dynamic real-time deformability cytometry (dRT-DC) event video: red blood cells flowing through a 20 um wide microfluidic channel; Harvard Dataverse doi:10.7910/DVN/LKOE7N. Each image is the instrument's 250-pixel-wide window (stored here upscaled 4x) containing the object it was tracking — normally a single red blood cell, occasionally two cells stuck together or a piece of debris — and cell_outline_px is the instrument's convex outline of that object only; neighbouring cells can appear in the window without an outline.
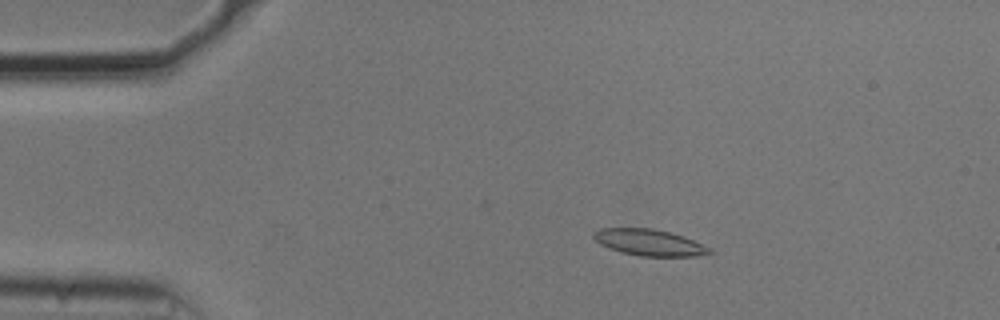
{"species": "common noctule bat (a hibernating species)", "species_latin": "Nyctalus noctula", "temperature_condition": "cold", "stored_images_in_passage": 44, "camera_frame_rate_fps": 3000, "um_per_image_px": 0.085, "animal": {"sex": "male", "body_mass_g": 20.5, "forearm_length_mm": 52.5}, "frame": {"image": 1, "passage_image": 10, "time_ms": 3.0, "image_size_px": [1000, 320], "cell_outline_px": [[716, 252], [696, 256], [640, 256], [620, 252], [608, 248], [600, 244], [592, 236], [592, 232], [600, 228], [652, 228], [684, 236]], "centroid_in_image_um": [55.14, 20.61], "position_along_channel_um": 29.9, "area_um2": 17.74}}
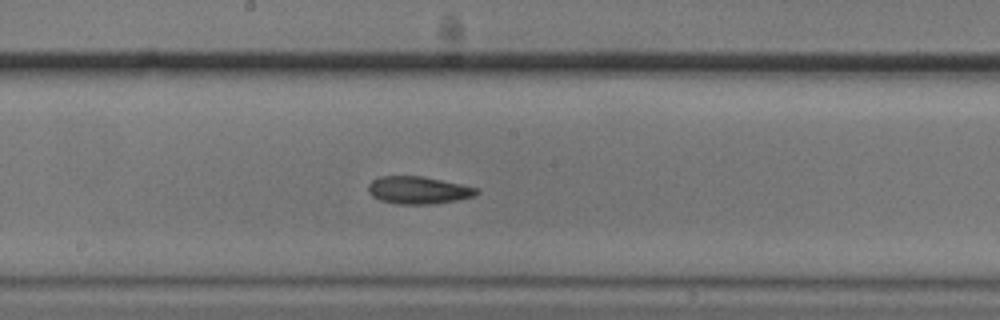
{"frame": {"image": 2, "passage_image": 29, "time_ms": 9.333, "image_size_px": [1000, 320], "cell_outline_px": [[480, 192], [472, 196], [456, 200], [432, 204], [396, 204], [380, 200], [372, 196], [368, 192], [368, 184], [372, 180], [380, 176], [424, 176], [480, 188]], "centroid_in_image_um": [35.55, 16.16], "position_along_channel_um": 212.7, "area_um2": 17.46}}
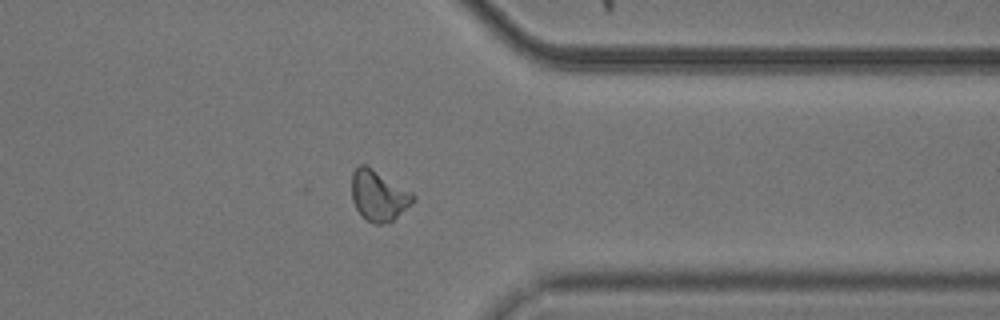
{"frame": {"image": 3, "passage_image": 43, "time_ms": 14.0, "image_size_px": [1000, 320], "cell_outline_px": [[416, 200], [392, 220], [384, 224], [372, 224], [356, 208], [352, 200], [352, 172], [360, 164], [364, 164], [412, 192], [416, 196]], "centroid_in_image_um": [32.18, 16.63], "position_along_channel_um": 379.2, "area_um2": 17.74}}